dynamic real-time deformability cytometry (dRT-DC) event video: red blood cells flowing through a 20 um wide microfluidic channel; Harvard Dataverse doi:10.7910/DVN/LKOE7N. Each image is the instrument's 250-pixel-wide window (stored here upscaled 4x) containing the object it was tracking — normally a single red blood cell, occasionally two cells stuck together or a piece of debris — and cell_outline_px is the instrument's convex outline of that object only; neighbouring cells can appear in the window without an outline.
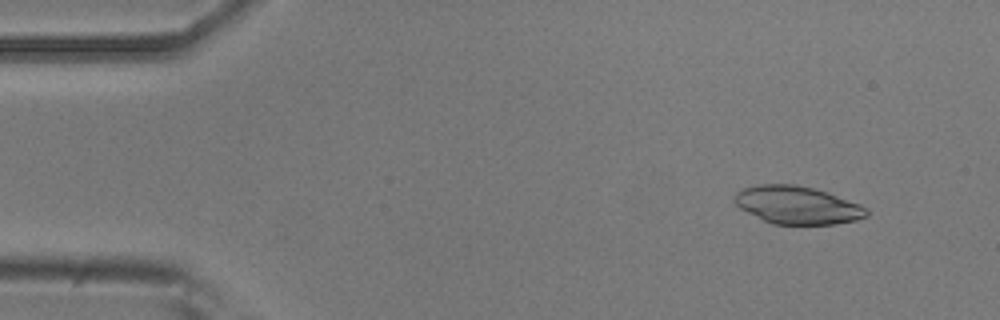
{"species": "common noctule bat (a hibernating species)", "species_latin": "Nyctalus noctula", "temperature_condition": "room temperature", "stored_images_in_passage": 51, "camera_frame_rate_fps": 3000, "um_per_image_px": 0.085, "animal": {"sex": "male", "body_mass_g": 20.5, "forearm_length_mm": 52.5}, "frame": {"image": 1, "passage_image": 5, "time_ms": 1.333, "image_size_px": [1000, 320], "cell_outline_px": [[868, 216], [856, 220], [836, 224], [772, 224], [740, 208], [736, 204], [736, 192], [744, 188], [760, 184], [796, 184], [828, 192], [860, 204], [868, 208]], "centroid_in_image_um": [67.82, 17.43], "position_along_channel_um": 17.2, "area_um2": 28.96}}
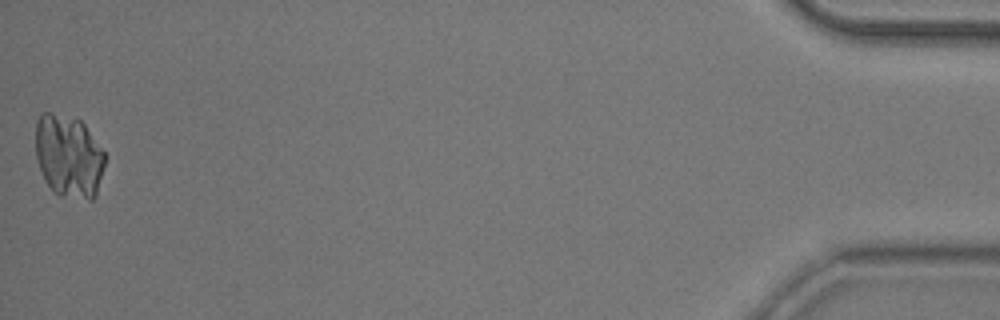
{"frame": {"image": 2, "passage_image": 51, "time_ms": 16.667, "image_size_px": [1000, 320], "cell_outline_px": [[104, 164], [96, 196], [92, 200], [88, 200], [60, 196], [52, 192], [40, 168], [36, 156], [36, 120], [40, 112], [48, 112], [80, 120], [84, 124], [104, 152]], "centroid_in_image_um": [5.82, 13.29], "position_along_channel_um": 429.4, "area_um2": 33.35}}